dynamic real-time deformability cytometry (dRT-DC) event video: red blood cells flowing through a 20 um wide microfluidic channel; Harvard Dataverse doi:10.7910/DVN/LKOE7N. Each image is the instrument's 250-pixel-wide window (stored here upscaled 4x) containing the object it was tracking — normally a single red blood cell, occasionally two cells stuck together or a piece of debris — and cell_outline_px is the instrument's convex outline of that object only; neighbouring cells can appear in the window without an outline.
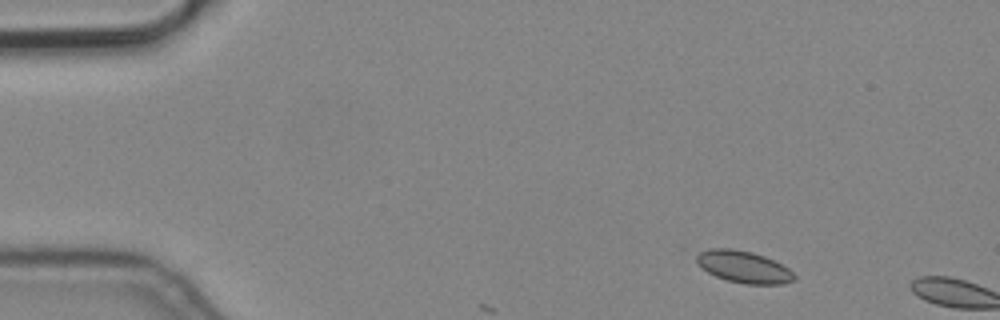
{"species": "common noctule bat (a hibernating species)", "species_latin": "Nyctalus noctula", "temperature_condition": "cold", "stored_images_in_passage": 3, "camera_frame_rate_fps": 3000, "um_per_image_px": 0.085, "animal": {"sex": "male", "body_mass_g": 19.2, "forearm_length_mm": 51.8}, "frame": {"image": 1, "passage_image": 2, "time_ms": 0.333, "image_size_px": [1000, 320], "cell_outline_px": [[796, 280], [784, 284], [744, 284], [728, 280], [716, 276], [708, 272], [696, 260], [696, 256], [700, 252], [712, 248], [732, 248], [752, 252], [764, 256], [788, 268], [796, 276]], "centroid_in_image_um": [63.25, 22.69], "position_along_channel_um": 21.8, "area_um2": 17.98}}